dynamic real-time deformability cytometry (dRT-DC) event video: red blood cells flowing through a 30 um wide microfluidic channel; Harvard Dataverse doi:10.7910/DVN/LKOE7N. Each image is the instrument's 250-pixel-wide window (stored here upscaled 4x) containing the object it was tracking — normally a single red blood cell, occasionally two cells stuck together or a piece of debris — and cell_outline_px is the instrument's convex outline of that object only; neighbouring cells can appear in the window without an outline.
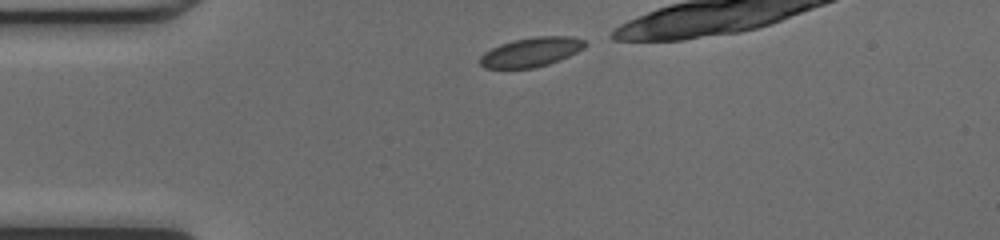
{"species": "common noctule bat (a hibernating species)", "species_latin": "Nyctalus noctula", "temperature_condition": "cold", "stored_images_in_passage": 11, "camera_frame_rate_fps": 3000, "um_per_image_px": 0.085, "animal": {"sex": "female", "body_mass_g": 17.0, "forearm_length_mm": 48.0}, "frame": {"image": 1, "passage_image": 1, "time_ms": 0.0, "image_size_px": [1000, 240], "cell_outline_px": [[588, 44], [584, 48], [560, 60], [536, 68], [484, 68], [480, 64], [480, 56], [484, 52], [500, 44], [516, 40], [536, 36], [572, 36], [584, 40]], "centroid_in_image_um": [45.16, 4.43], "position_along_channel_um": 39.8, "area_um2": 17.92}}
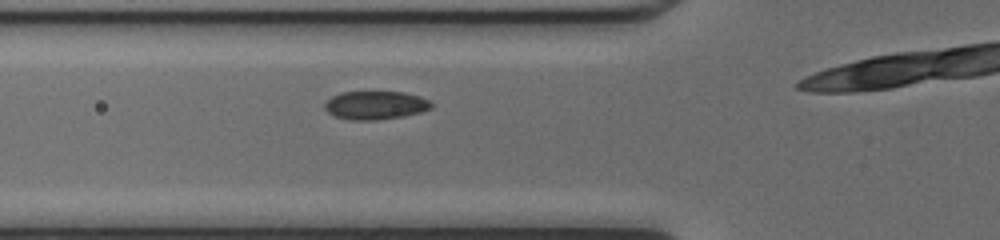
{"frame": {"image": 2, "passage_image": 7, "time_ms": 2.0, "image_size_px": [1000, 240], "cell_outline_px": [[432, 108], [420, 112], [404, 116], [376, 120], [352, 120], [336, 116], [328, 112], [324, 108], [324, 104], [332, 96], [340, 92], [404, 92], [420, 96], [428, 100], [432, 104]], "centroid_in_image_um": [31.91, 8.94], "position_along_channel_um": 93.9, "area_um2": 17.57}}
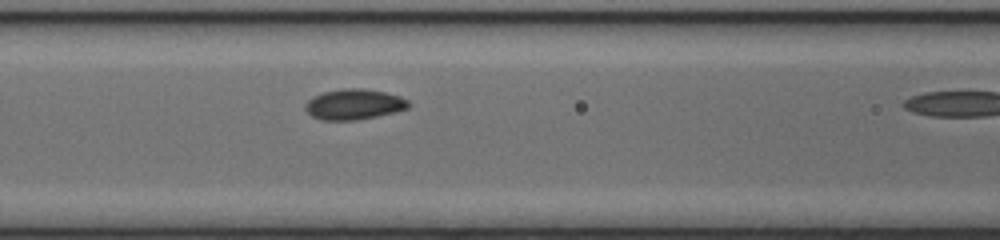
{"frame": {"image": 3, "passage_image": 10, "time_ms": 3.0, "image_size_px": [1000, 240], "cell_outline_px": [[412, 104], [408, 108], [396, 112], [356, 120], [320, 120], [312, 116], [304, 108], [304, 104], [312, 96], [324, 92], [344, 88], [360, 88], [384, 92], [400, 96], [408, 100]], "centroid_in_image_um": [30.09, 8.87], "position_along_channel_um": 136.5, "area_um2": 18.44}}